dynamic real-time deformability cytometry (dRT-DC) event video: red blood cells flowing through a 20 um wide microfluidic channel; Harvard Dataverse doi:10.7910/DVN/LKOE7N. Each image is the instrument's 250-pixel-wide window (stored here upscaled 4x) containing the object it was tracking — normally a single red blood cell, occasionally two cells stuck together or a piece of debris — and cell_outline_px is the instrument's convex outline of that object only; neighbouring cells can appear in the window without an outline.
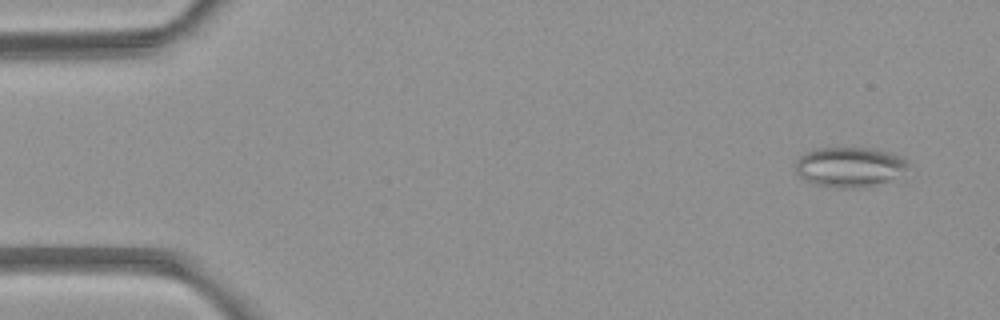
{"species": "common noctule bat (a hibernating species)", "species_latin": "Nyctalus noctula", "temperature_condition": "room temperature", "stored_images_in_passage": 4, "camera_frame_rate_fps": 3000, "um_per_image_px": 0.085, "animal": {"sex": "female", "body_mass_g": 21.9}, "frame": {"image": 1, "passage_image": 1, "time_ms": 0.0, "image_size_px": [1000, 320], "cell_outline_px": [[908, 164], [896, 180], [864, 188], [836, 188], [812, 184], [804, 180], [796, 172], [796, 160], [804, 152], [816, 148], [872, 148], [888, 152], [904, 160]], "centroid_in_image_um": [72.17, 14.22], "position_along_channel_um": 12.8, "area_um2": 26.47}}